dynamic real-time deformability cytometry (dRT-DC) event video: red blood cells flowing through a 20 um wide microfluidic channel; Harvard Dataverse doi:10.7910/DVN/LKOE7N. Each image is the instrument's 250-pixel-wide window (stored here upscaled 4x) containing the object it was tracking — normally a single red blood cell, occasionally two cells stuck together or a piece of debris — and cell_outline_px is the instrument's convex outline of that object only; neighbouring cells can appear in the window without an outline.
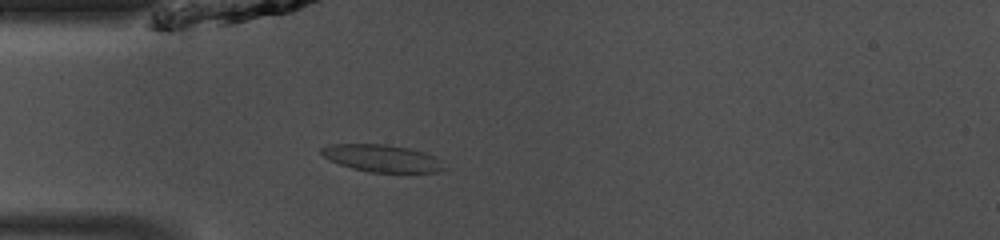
{"species": "common noctule bat (a hibernating species)", "species_latin": "Nyctalus noctula", "temperature_condition": "room temperature", "stored_images_in_passage": 38, "camera_frame_rate_fps": 3000, "um_per_image_px": 0.085, "animal": {"sex": "male", "body_mass_g": 13.0, "forearm_length_mm": 53.1}, "frame": {"image": 1, "passage_image": 3, "time_ms": 0.667, "image_size_px": [1000, 240], "cell_outline_px": [[448, 168], [440, 172], [368, 172], [352, 168], [340, 164], [324, 156], [320, 152], [320, 148], [332, 144], [384, 144], [408, 148], [424, 152], [440, 160]], "centroid_in_image_um": [32.51, 13.46], "position_along_channel_um": 52.5, "area_um2": 19.36}}
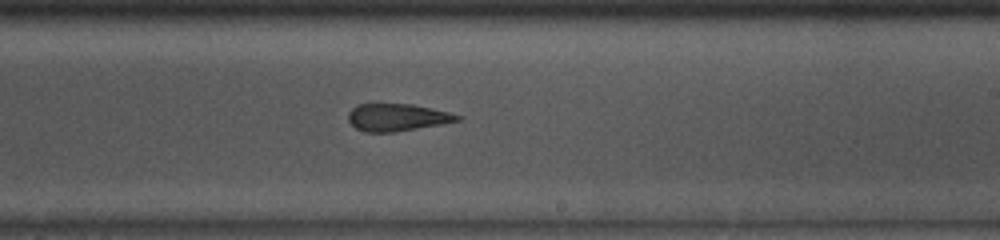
{"frame": {"image": 2, "passage_image": 18, "time_ms": 5.667, "image_size_px": [1000, 240], "cell_outline_px": [[464, 116], [460, 120], [440, 124], [392, 132], [364, 132], [356, 128], [348, 120], [348, 112], [356, 104], [412, 104], [432, 108]], "centroid_in_image_um": [33.74, 9.96], "position_along_channel_um": 255.3, "area_um2": 17.28}}
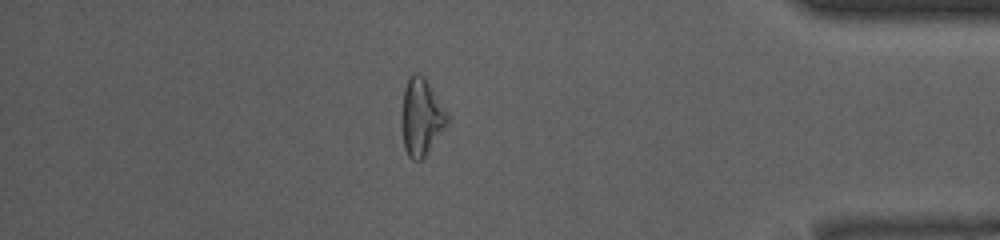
{"frame": {"image": 3, "passage_image": 31, "time_ms": 10.0, "image_size_px": [1000, 240], "cell_outline_px": [[452, 120], [424, 156], [420, 160], [412, 160], [408, 156], [404, 148], [400, 124], [400, 116], [404, 88], [408, 76], [412, 72], [416, 72], [424, 76]], "centroid_in_image_um": [35.79, 9.93], "position_along_channel_um": 399.4, "area_um2": 20.98}, "authors_computed_cell_mechanics": {"area_um2": 18.6694, "velocity_mm_per_s": 4.1299, "shape_relaxation_time_tau1_ms": null, "shape_relaxation_time_tau2_ms": 2.8491, "deformation_change_tau1": null, "deformation_change_tau2": 0.1142}}